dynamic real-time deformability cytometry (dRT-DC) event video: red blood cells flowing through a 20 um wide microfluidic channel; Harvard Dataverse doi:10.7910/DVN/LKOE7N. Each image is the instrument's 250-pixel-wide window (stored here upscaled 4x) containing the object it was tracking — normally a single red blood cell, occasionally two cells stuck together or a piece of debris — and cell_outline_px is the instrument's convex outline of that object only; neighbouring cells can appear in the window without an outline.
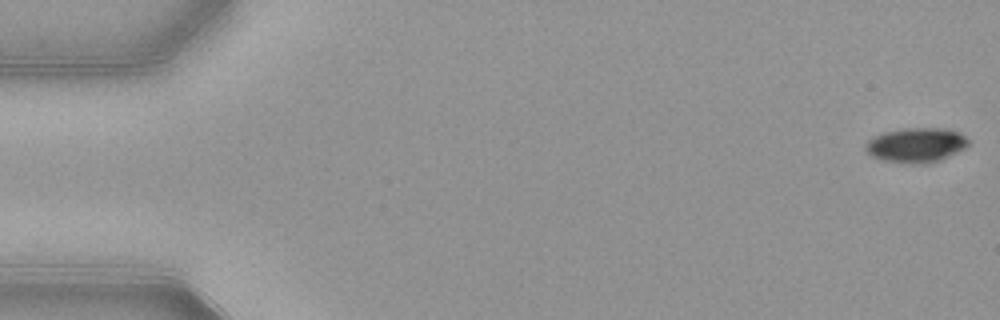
{"species": "common noctule bat (a hibernating species)", "species_latin": "Nyctalus noctula", "temperature_condition": "warm", "stored_images_in_passage": 53, "camera_frame_rate_fps": 3000, "um_per_image_px": 0.085, "animal": {"sex": "female", "body_mass_g": 21.9}, "frame": {"image": 1, "passage_image": 1, "time_ms": 0.0, "image_size_px": [1000, 320], "cell_outline_px": [[968, 144], [964, 148], [940, 160], [928, 164], [908, 164], [884, 160], [872, 156], [864, 148], [864, 144], [872, 136], [884, 132], [904, 128], [948, 128], [960, 132], [968, 140]], "centroid_in_image_um": [77.85, 12.33], "position_along_channel_um": 7.2, "area_um2": 20.92}}
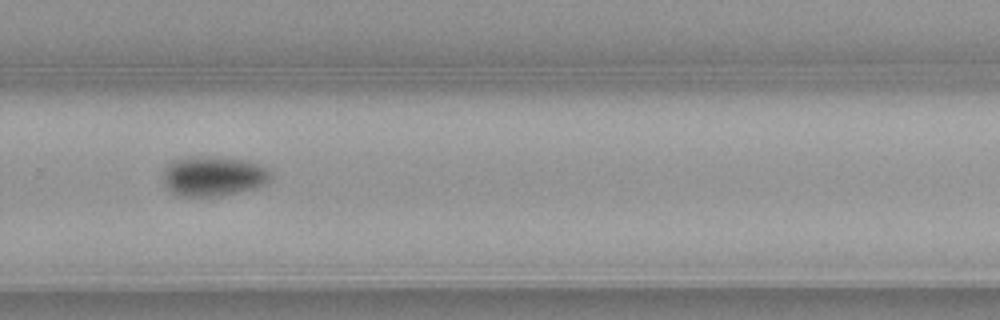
{"frame": {"image": 2, "passage_image": 36, "time_ms": 11.667, "image_size_px": [1000, 320], "cell_outline_px": [[272, 176], [268, 184], [256, 188], [220, 196], [184, 196], [172, 192], [164, 184], [164, 172], [168, 164], [172, 160], [196, 156], [248, 160], [260, 164], [268, 168], [272, 172]], "centroid_in_image_um": [18.21, 14.97], "position_along_channel_um": 311.6, "area_um2": 25.09}}
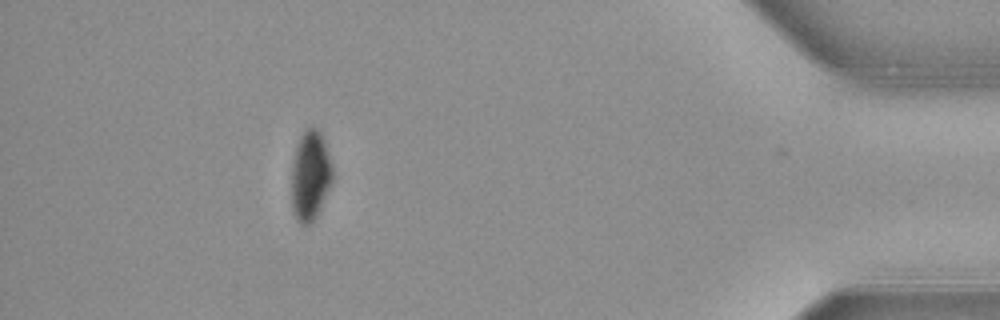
{"frame": {"image": 3, "passage_image": 48, "time_ms": 15.667, "image_size_px": [1000, 320], "cell_outline_px": [[332, 184], [316, 216], [308, 224], [300, 224], [296, 220], [292, 212], [292, 160], [296, 144], [304, 128], [316, 128], [320, 132], [324, 140], [332, 164]], "centroid_in_image_um": [26.36, 14.91], "position_along_channel_um": 408.8, "area_um2": 21.62}, "authors_computed_cell_mechanics": {"area_um2": 23.2356, "velocity_mm_per_s": 3.8911, "shape_relaxation_time_tau1_ms": 2.6917, "shape_relaxation_time_tau2_ms": null, "deformation_change_tau1": 0.1183, "deformation_change_tau2": null}}